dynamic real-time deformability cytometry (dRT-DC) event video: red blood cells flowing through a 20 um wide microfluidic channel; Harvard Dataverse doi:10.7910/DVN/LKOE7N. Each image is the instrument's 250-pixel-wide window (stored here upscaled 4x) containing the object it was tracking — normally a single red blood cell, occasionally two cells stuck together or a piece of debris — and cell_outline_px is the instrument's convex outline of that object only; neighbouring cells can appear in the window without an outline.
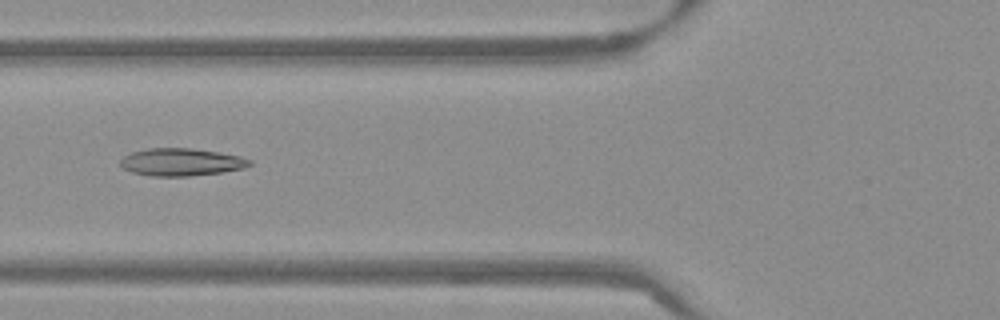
{"species": "Egyptian fruit bat (a non-hibernating species)", "species_latin": "Rousettus aegyptiacus", "temperature_condition": "warm", "stored_images_in_passage": 37, "camera_frame_rate_fps": 3000, "um_per_image_px": 0.085, "frame": {"image": 1, "passage_image": 5, "time_ms": 1.333, "image_size_px": [1000, 320], "cell_outline_px": [[252, 164], [244, 168], [220, 172], [188, 176], [148, 176], [132, 172], [124, 168], [120, 164], [120, 160], [124, 156], [132, 152], [148, 148], [192, 148], [240, 156], [252, 160]], "centroid_in_image_um": [15.39, 13.77], "position_along_channel_um": 110.4, "area_um2": 20.63}}
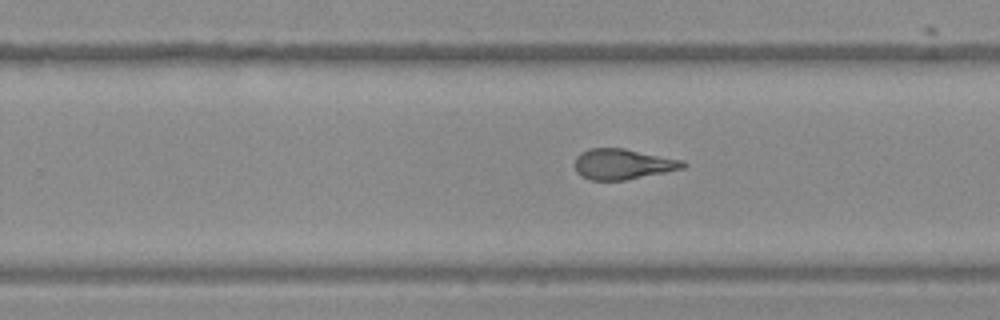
{"frame": {"image": 2, "passage_image": 18, "time_ms": 5.667, "image_size_px": [1000, 320], "cell_outline_px": [[688, 164], [684, 168], [624, 180], [588, 180], [580, 176], [576, 172], [572, 164], [576, 156], [580, 152], [588, 148], [624, 148], [684, 160]], "centroid_in_image_um": [52.88, 13.94], "position_along_channel_um": 276.9, "area_um2": 19.54}}
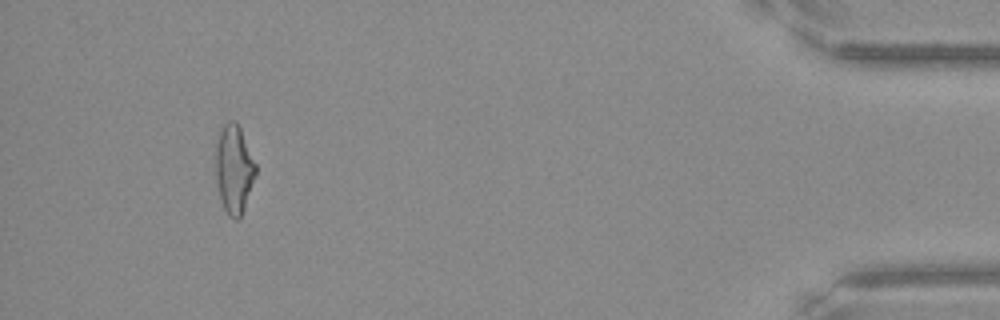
{"frame": {"image": 3, "passage_image": 34, "time_ms": 11.0, "image_size_px": [1000, 320], "cell_outline_px": [[256, 176], [240, 220], [236, 220], [228, 216], [224, 208], [220, 196], [216, 176], [216, 144], [220, 132], [224, 124], [228, 120], [236, 120], [240, 128], [256, 164]], "centroid_in_image_um": [19.9, 14.39], "position_along_channel_um": 415.3, "area_um2": 20.58}, "authors_computed_cell_mechanics": {"area_um2": 19.7676, "velocity_mm_per_s": 3.8305, "shape_relaxation_time_tau1_ms": null, "shape_relaxation_time_tau2_ms": 1.6103, "deformation_change_tau1": null, "deformation_change_tau2": 0.0894}}